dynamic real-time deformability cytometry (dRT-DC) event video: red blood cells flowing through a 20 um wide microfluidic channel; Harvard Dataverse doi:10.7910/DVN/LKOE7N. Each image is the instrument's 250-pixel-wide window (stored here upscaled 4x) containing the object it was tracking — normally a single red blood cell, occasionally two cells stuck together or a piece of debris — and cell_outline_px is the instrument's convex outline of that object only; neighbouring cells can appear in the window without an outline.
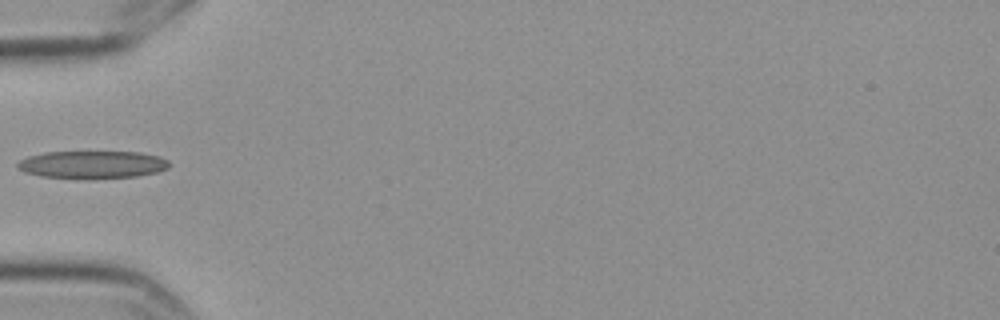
{"species": "Egyptian fruit bat (a non-hibernating species)", "species_latin": "Rousettus aegyptiacus", "temperature_condition": "cold", "stored_images_in_passage": 5, "camera_frame_rate_fps": 3000, "um_per_image_px": 0.085, "frame": {"image": 1, "passage_image": 4, "time_ms": 1.0, "image_size_px": [1000, 320], "cell_outline_px": [[168, 168], [156, 172], [136, 176], [92, 180], [40, 176], [24, 172], [16, 168], [16, 164], [20, 160], [28, 156], [44, 152], [140, 152], [160, 156], [168, 160]], "centroid_in_image_um": [7.81, 14.0], "position_along_channel_um": 77.2, "area_um2": 24.85}}
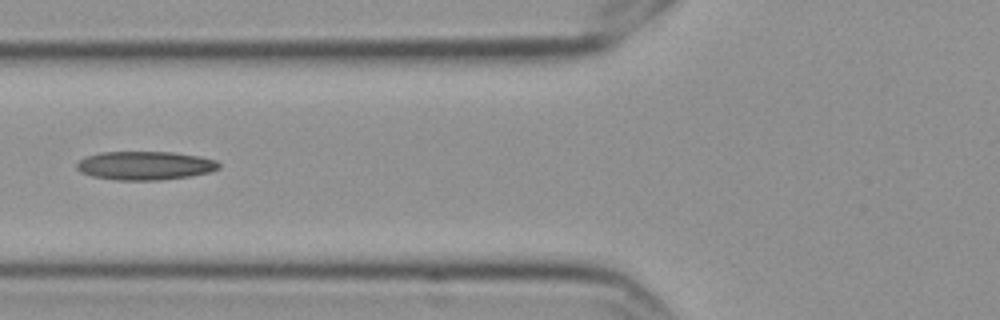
{"frame": {"image": 2, "passage_image": 5, "time_ms": 1.333, "image_size_px": [1000, 320], "cell_outline_px": [[220, 168], [208, 172], [188, 176], [160, 180], [116, 180], [92, 176], [80, 172], [76, 168], [76, 164], [80, 160], [88, 156], [100, 152], [172, 152], [200, 156], [216, 160], [220, 164]], "centroid_in_image_um": [12.32, 14.07], "position_along_channel_um": 113.5, "area_um2": 23.64}}